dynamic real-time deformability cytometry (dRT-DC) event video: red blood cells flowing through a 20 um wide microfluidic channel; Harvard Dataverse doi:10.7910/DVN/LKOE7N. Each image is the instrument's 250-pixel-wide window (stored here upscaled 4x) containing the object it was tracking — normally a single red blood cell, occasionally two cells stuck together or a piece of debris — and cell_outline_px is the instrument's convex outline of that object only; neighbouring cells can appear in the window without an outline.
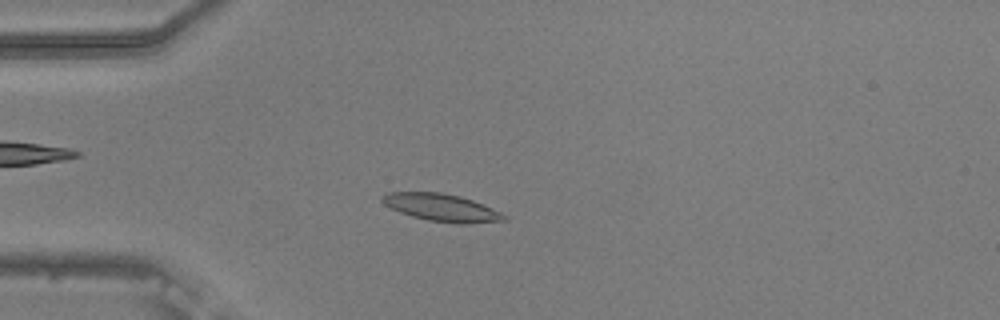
{"species": "common noctule bat (a hibernating species)", "species_latin": "Nyctalus noctula", "temperature_condition": "warm", "stored_images_in_passage": 55, "camera_frame_rate_fps": 3000, "um_per_image_px": 0.085, "animal": {"sex": "male", "body_mass_g": 20.5, "forearm_length_mm": 52.5}, "frame": {"image": 1, "passage_image": 15, "time_ms": 4.667, "image_size_px": [1000, 320], "cell_outline_px": [[508, 220], [468, 224], [456, 224], [428, 220], [412, 216], [400, 212], [384, 204], [380, 200], [380, 196], [388, 192], [440, 192], [460, 196], [484, 204], [508, 216]], "centroid_in_image_um": [37.55, 17.65], "position_along_channel_um": 47.4, "area_um2": 19.65}}
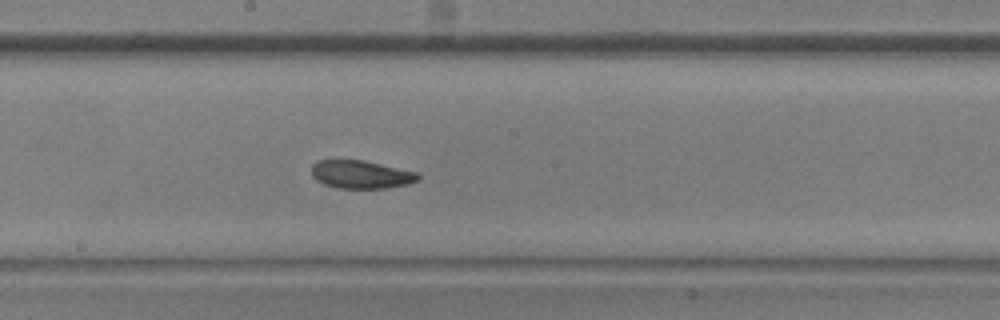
{"frame": {"image": 2, "passage_image": 30, "time_ms": 9.667, "image_size_px": [1000, 320], "cell_outline_px": [[420, 180], [408, 184], [384, 188], [340, 188], [324, 184], [316, 180], [312, 176], [312, 164], [320, 160], [364, 160], [420, 172]], "centroid_in_image_um": [30.74, 14.82], "position_along_channel_um": 217.5, "area_um2": 17.57}}
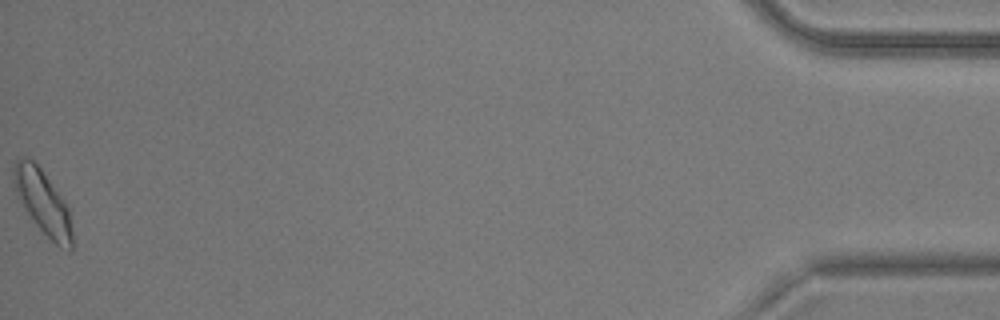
{"frame": {"image": 3, "passage_image": 55, "time_ms": 18.0, "image_size_px": [1000, 320], "cell_outline_px": [[72, 252], [68, 252], [60, 248], [36, 224], [24, 208], [12, 184], [12, 168], [16, 160], [24, 156], [32, 160], [40, 168], [60, 196], [68, 208], [72, 232]], "centroid_in_image_um": [3.62, 17.19], "position_along_channel_um": 431.6, "area_um2": 21.56}, "authors_computed_cell_mechanics": {"area_um2": 18.6694, "velocity_mm_per_s": 3.7211, "shape_relaxation_time_tau1_ms": 6.8881, "shape_relaxation_time_tau2_ms": 2.9805, "deformation_change_tau1": 0.1301, "deformation_change_tau2": 0.0842}}